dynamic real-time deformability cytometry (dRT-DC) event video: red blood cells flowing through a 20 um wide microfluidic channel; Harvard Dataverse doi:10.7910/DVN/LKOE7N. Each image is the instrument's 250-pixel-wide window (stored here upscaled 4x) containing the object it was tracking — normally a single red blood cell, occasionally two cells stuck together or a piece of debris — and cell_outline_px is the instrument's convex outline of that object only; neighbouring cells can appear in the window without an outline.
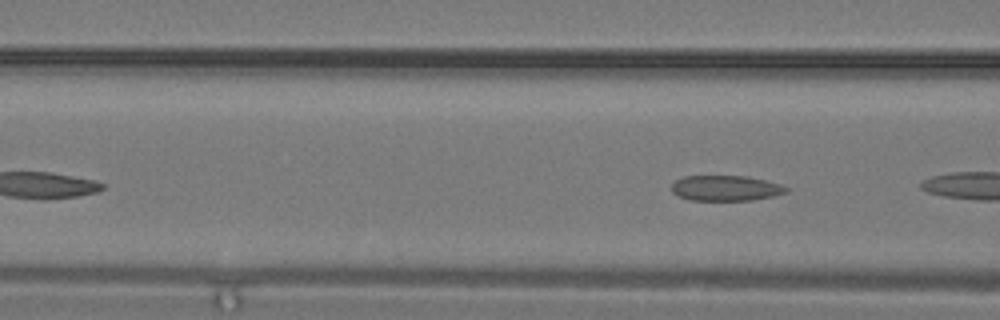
{"species": "common noctule bat (a hibernating species)", "species_latin": "Nyctalus noctula", "temperature_condition": "warm", "stored_images_in_passage": 7, "segment_of_instrument_passage": [2, 2], "camera_frame_rate_fps": 3000, "um_per_image_px": 0.085, "animal": {"sex": "male", "body_mass_g": 19.2, "forearm_length_mm": 51.8}, "frame": {"image": 1, "passage_image": 7, "time_ms": 2.0, "image_size_px": [1000, 320], "cell_outline_px": [[788, 192], [772, 196], [752, 200], [692, 200], [680, 196], [672, 192], [672, 184], [676, 180], [684, 176], [748, 176], [780, 184], [788, 188]], "centroid_in_image_um": [61.69, 15.99], "position_along_channel_um": 104.9, "area_um2": 16.82}}